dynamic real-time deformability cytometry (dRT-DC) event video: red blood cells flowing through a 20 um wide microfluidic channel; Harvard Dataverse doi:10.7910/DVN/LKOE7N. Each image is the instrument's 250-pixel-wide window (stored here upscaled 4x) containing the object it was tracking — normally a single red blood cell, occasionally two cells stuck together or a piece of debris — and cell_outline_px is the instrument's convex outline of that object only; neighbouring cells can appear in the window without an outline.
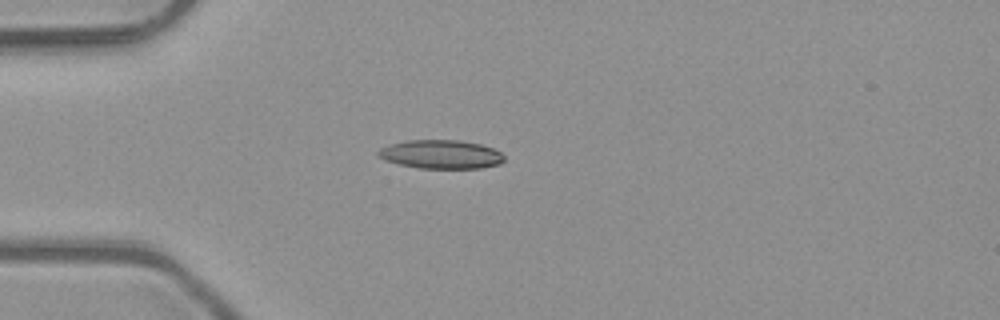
{"species": "common noctule bat (a hibernating species)", "species_latin": "Nyctalus noctula", "temperature_condition": "room temperature", "stored_images_in_passage": 4, "camera_frame_rate_fps": 3000, "um_per_image_px": 0.085, "animal": {"sex": "male", "body_mass_g": 23.1, "forearm_length_mm": 52.7}, "frame": {"image": 1, "passage_image": 3, "time_ms": 0.667, "image_size_px": [1000, 320], "cell_outline_px": [[504, 160], [500, 164], [480, 168], [420, 168], [400, 164], [384, 160], [376, 156], [376, 152], [380, 148], [388, 144], [408, 140], [460, 140], [480, 144], [492, 148], [500, 152], [504, 156]], "centroid_in_image_um": [37.45, 13.11], "position_along_channel_um": 47.6, "area_um2": 21.15}}